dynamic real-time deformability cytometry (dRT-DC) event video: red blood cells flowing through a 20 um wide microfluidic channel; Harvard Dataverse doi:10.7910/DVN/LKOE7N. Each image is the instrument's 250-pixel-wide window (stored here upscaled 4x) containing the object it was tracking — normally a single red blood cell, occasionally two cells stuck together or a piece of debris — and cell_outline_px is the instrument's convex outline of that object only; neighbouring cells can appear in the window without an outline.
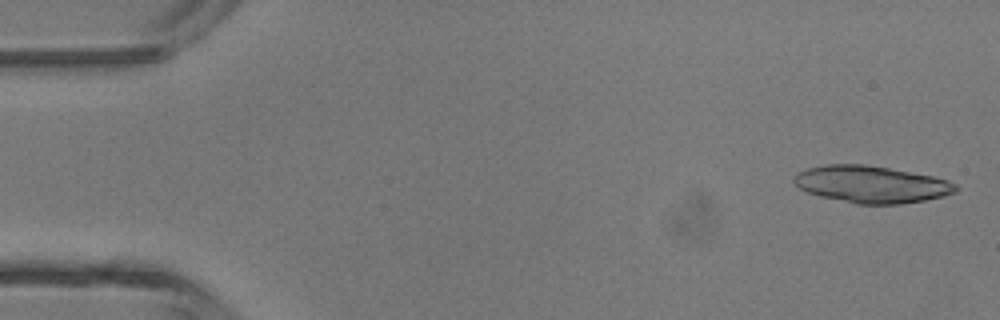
{"species": "common noctule bat (a hibernating species)", "species_latin": "Nyctalus noctula", "temperature_condition": "room temperature", "stored_images_in_passage": 4, "camera_frame_rate_fps": 3000, "um_per_image_px": 0.085, "animal": {"sex": "male", "body_mass_g": 13.3}, "frame": {"image": 1, "passage_image": 1, "time_ms": 0.0, "image_size_px": [1000, 320], "cell_outline_px": [[960, 188], [956, 192], [944, 196], [924, 200], [900, 204], [856, 204], [820, 196], [808, 192], [800, 188], [792, 180], [796, 172], [808, 168], [824, 164], [864, 164], [888, 168], [932, 176], [948, 180], [956, 184]], "centroid_in_image_um": [74.06, 15.66], "position_along_channel_um": 10.9, "area_um2": 34.91}}
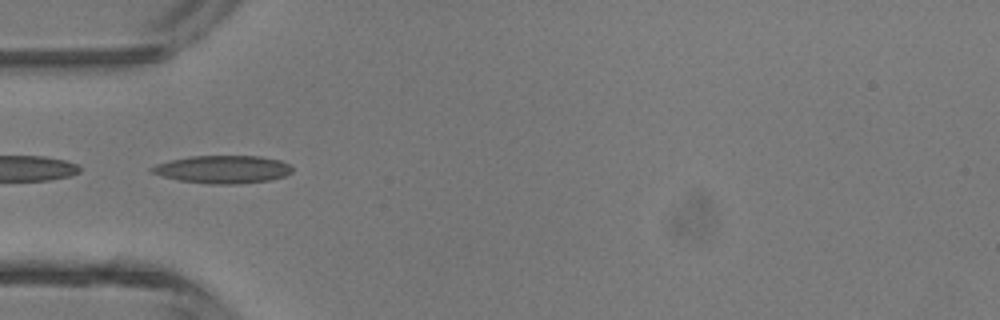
{"frame": {"image": 2, "passage_image": 4, "time_ms": 1.0, "image_size_px": [1000, 320], "cell_outline_px": [[292, 172], [284, 176], [272, 180], [236, 184], [208, 184], [180, 180], [160, 176], [152, 172], [148, 168], [156, 164], [188, 156], [260, 156], [280, 160], [288, 164], [292, 168]], "centroid_in_image_um": [18.93, 14.4], "position_along_channel_um": 66.1, "area_um2": 22.83}}